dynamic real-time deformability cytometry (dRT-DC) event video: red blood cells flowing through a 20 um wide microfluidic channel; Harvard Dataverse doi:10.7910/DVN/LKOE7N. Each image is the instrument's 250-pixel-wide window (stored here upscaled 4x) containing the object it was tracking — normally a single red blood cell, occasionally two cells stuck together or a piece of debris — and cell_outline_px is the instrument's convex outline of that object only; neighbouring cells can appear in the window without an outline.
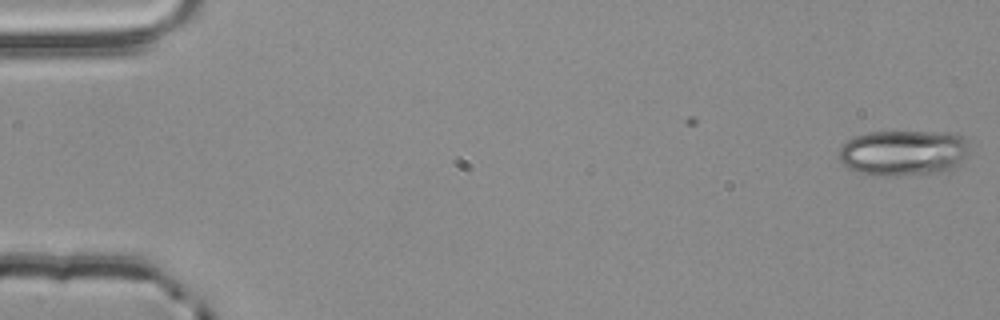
{"species": "common noctule bat (a hibernating species)", "species_latin": "Nyctalus noctula", "temperature_condition": "room temperature", "stored_images_in_passage": 2, "camera_frame_rate_fps": 3000, "um_per_image_px": 0.085, "animal": {"sex": "male", "body_mass_g": 20.4}, "frame": {"image": 1, "passage_image": 2, "time_ms": 0.333, "image_size_px": [1000, 320], "cell_outline_px": [[964, 160], [960, 164], [948, 172], [892, 176], [880, 176], [856, 172], [848, 168], [840, 160], [840, 148], [852, 136], [868, 132], [948, 132], [964, 136]], "centroid_in_image_um": [76.76, 13.0], "position_along_channel_um": 8.2, "area_um2": 34.8}}